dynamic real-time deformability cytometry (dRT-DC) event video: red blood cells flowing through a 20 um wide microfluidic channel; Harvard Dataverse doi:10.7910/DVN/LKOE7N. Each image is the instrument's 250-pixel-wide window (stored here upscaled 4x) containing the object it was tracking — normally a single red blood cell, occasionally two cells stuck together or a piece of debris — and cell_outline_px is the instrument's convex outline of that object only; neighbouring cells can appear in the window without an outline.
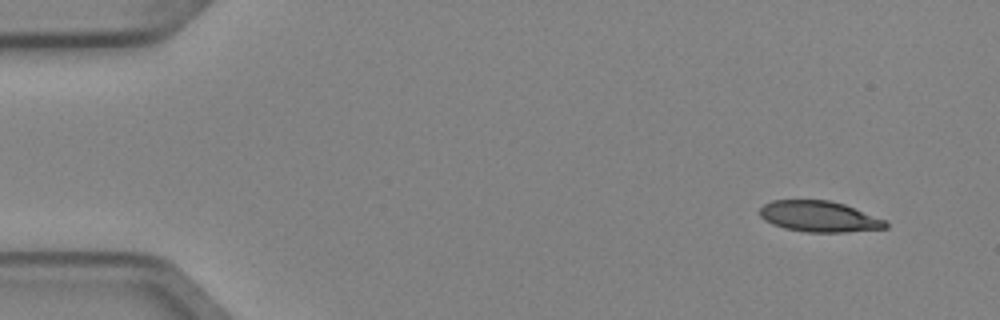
{"species": "Egyptian fruit bat (a non-hibernating species)", "species_latin": "Rousettus aegyptiacus", "temperature_condition": "cold", "stored_images_in_passage": 4, "segment_of_instrument_passage": [2, 2], "camera_frame_rate_fps": 3000, "um_per_image_px": 0.085, "animal": {"sex": "female"}, "frame": {"image": 1, "passage_image": 4, "time_ms": 1.0, "image_size_px": [1000, 320], "cell_outline_px": [[888, 228], [844, 232], [808, 232], [784, 228], [772, 224], [764, 220], [760, 216], [760, 208], [764, 204], [772, 200], [828, 200], [844, 204], [884, 220], [888, 224]], "centroid_in_image_um": [69.59, 18.4], "position_along_channel_um": 15.4, "area_um2": 22.48}}